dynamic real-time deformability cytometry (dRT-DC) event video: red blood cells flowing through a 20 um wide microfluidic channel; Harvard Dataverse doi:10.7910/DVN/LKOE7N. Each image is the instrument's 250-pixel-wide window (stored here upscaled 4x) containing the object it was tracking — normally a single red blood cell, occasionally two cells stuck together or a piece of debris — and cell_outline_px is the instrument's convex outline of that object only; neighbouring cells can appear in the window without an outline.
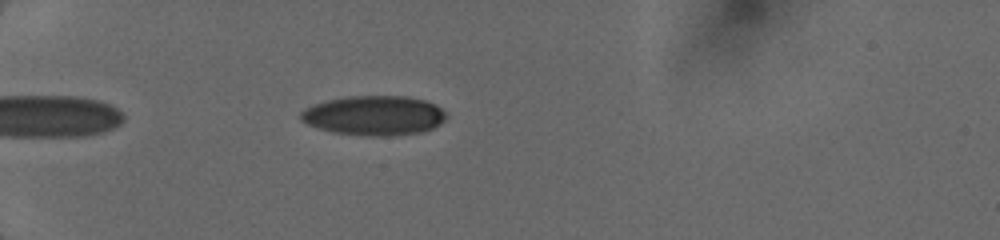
{"species": "human", "species_latin": "Homo sapiens", "temperature_condition": "cold", "stored_images_in_passage": 4, "camera_frame_rate_fps": 3000, "um_per_image_px": 0.085, "donor": {"sex": "female"}, "frame": {"image": 1, "passage_image": 2, "time_ms": 0.667, "image_size_px": [1000, 240], "cell_outline_px": [[448, 116], [440, 124], [432, 128], [420, 132], [388, 136], [372, 136], [332, 132], [308, 124], [300, 120], [300, 112], [304, 108], [312, 104], [328, 100], [348, 96], [408, 96], [424, 100], [436, 104]], "centroid_in_image_um": [31.79, 9.81], "position_along_channel_um": 53.2, "area_um2": 33.58}}
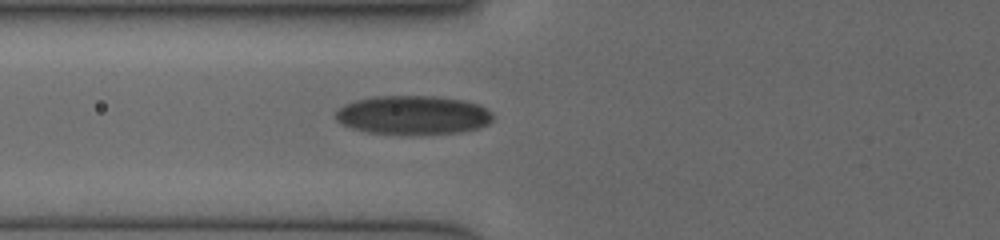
{"frame": {"image": 2, "passage_image": 4, "time_ms": 2.333, "image_size_px": [1000, 240], "cell_outline_px": [[492, 120], [488, 124], [480, 128], [460, 132], [368, 132], [352, 128], [336, 120], [336, 112], [344, 104], [356, 100], [372, 96], [436, 96], [464, 100], [480, 104], [492, 112]], "centroid_in_image_um": [35.14, 9.74], "position_along_channel_um": 90.7, "area_um2": 34.91}}